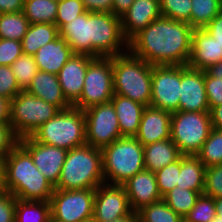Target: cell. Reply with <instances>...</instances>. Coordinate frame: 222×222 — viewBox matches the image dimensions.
I'll return each instance as SVG.
<instances>
[{
  "label": "cell",
  "mask_w": 222,
  "mask_h": 222,
  "mask_svg": "<svg viewBox=\"0 0 222 222\" xmlns=\"http://www.w3.org/2000/svg\"><path fill=\"white\" fill-rule=\"evenodd\" d=\"M192 31L186 22L161 16L128 42V50L151 65H187Z\"/></svg>",
  "instance_id": "6da1fadb"
},
{
  "label": "cell",
  "mask_w": 222,
  "mask_h": 222,
  "mask_svg": "<svg viewBox=\"0 0 222 222\" xmlns=\"http://www.w3.org/2000/svg\"><path fill=\"white\" fill-rule=\"evenodd\" d=\"M6 189L25 201H50L54 186L33 163L30 154L18 144L6 156Z\"/></svg>",
  "instance_id": "7a4b0ae2"
},
{
  "label": "cell",
  "mask_w": 222,
  "mask_h": 222,
  "mask_svg": "<svg viewBox=\"0 0 222 222\" xmlns=\"http://www.w3.org/2000/svg\"><path fill=\"white\" fill-rule=\"evenodd\" d=\"M104 183L101 149L85 144L68 150L58 190L96 189Z\"/></svg>",
  "instance_id": "3957f363"
},
{
  "label": "cell",
  "mask_w": 222,
  "mask_h": 222,
  "mask_svg": "<svg viewBox=\"0 0 222 222\" xmlns=\"http://www.w3.org/2000/svg\"><path fill=\"white\" fill-rule=\"evenodd\" d=\"M114 94L150 106L152 65L129 50L112 56Z\"/></svg>",
  "instance_id": "277c9868"
},
{
  "label": "cell",
  "mask_w": 222,
  "mask_h": 222,
  "mask_svg": "<svg viewBox=\"0 0 222 222\" xmlns=\"http://www.w3.org/2000/svg\"><path fill=\"white\" fill-rule=\"evenodd\" d=\"M101 153L104 183L122 185L145 169L144 146L135 137H121Z\"/></svg>",
  "instance_id": "5b68a950"
},
{
  "label": "cell",
  "mask_w": 222,
  "mask_h": 222,
  "mask_svg": "<svg viewBox=\"0 0 222 222\" xmlns=\"http://www.w3.org/2000/svg\"><path fill=\"white\" fill-rule=\"evenodd\" d=\"M86 118L81 109L71 107L59 111L54 117L42 124L32 137L42 143L65 150L86 144Z\"/></svg>",
  "instance_id": "8992f818"
},
{
  "label": "cell",
  "mask_w": 222,
  "mask_h": 222,
  "mask_svg": "<svg viewBox=\"0 0 222 222\" xmlns=\"http://www.w3.org/2000/svg\"><path fill=\"white\" fill-rule=\"evenodd\" d=\"M59 111L56 106L22 90L10 100V124L19 138L30 136Z\"/></svg>",
  "instance_id": "52a82bcc"
},
{
  "label": "cell",
  "mask_w": 222,
  "mask_h": 222,
  "mask_svg": "<svg viewBox=\"0 0 222 222\" xmlns=\"http://www.w3.org/2000/svg\"><path fill=\"white\" fill-rule=\"evenodd\" d=\"M211 128L210 111H177L171 115V139L182 155H196Z\"/></svg>",
  "instance_id": "ba28073f"
},
{
  "label": "cell",
  "mask_w": 222,
  "mask_h": 222,
  "mask_svg": "<svg viewBox=\"0 0 222 222\" xmlns=\"http://www.w3.org/2000/svg\"><path fill=\"white\" fill-rule=\"evenodd\" d=\"M128 51L121 29V17L113 13L90 12V56L112 57Z\"/></svg>",
  "instance_id": "9c48e42d"
},
{
  "label": "cell",
  "mask_w": 222,
  "mask_h": 222,
  "mask_svg": "<svg viewBox=\"0 0 222 222\" xmlns=\"http://www.w3.org/2000/svg\"><path fill=\"white\" fill-rule=\"evenodd\" d=\"M113 95L112 57H94L88 64L81 96L73 107L84 111L110 102Z\"/></svg>",
  "instance_id": "30bf717a"
},
{
  "label": "cell",
  "mask_w": 222,
  "mask_h": 222,
  "mask_svg": "<svg viewBox=\"0 0 222 222\" xmlns=\"http://www.w3.org/2000/svg\"><path fill=\"white\" fill-rule=\"evenodd\" d=\"M95 189H54L50 199L51 218L62 222H80L93 217Z\"/></svg>",
  "instance_id": "8fae6325"
},
{
  "label": "cell",
  "mask_w": 222,
  "mask_h": 222,
  "mask_svg": "<svg viewBox=\"0 0 222 222\" xmlns=\"http://www.w3.org/2000/svg\"><path fill=\"white\" fill-rule=\"evenodd\" d=\"M83 112L86 118V144L103 149L122 137L111 101L92 106Z\"/></svg>",
  "instance_id": "7c38bea8"
},
{
  "label": "cell",
  "mask_w": 222,
  "mask_h": 222,
  "mask_svg": "<svg viewBox=\"0 0 222 222\" xmlns=\"http://www.w3.org/2000/svg\"><path fill=\"white\" fill-rule=\"evenodd\" d=\"M181 65H152L150 106L171 113L179 109Z\"/></svg>",
  "instance_id": "4fadbf2b"
},
{
  "label": "cell",
  "mask_w": 222,
  "mask_h": 222,
  "mask_svg": "<svg viewBox=\"0 0 222 222\" xmlns=\"http://www.w3.org/2000/svg\"><path fill=\"white\" fill-rule=\"evenodd\" d=\"M132 212L123 185L103 183L95 189L93 218L96 222L113 221Z\"/></svg>",
  "instance_id": "5bb4252c"
},
{
  "label": "cell",
  "mask_w": 222,
  "mask_h": 222,
  "mask_svg": "<svg viewBox=\"0 0 222 222\" xmlns=\"http://www.w3.org/2000/svg\"><path fill=\"white\" fill-rule=\"evenodd\" d=\"M19 144L30 154L33 163L55 187L68 150L36 141L31 135L19 138Z\"/></svg>",
  "instance_id": "9a60e30c"
},
{
  "label": "cell",
  "mask_w": 222,
  "mask_h": 222,
  "mask_svg": "<svg viewBox=\"0 0 222 222\" xmlns=\"http://www.w3.org/2000/svg\"><path fill=\"white\" fill-rule=\"evenodd\" d=\"M180 99L178 111H210L205 90L204 70L181 65Z\"/></svg>",
  "instance_id": "2e32d148"
},
{
  "label": "cell",
  "mask_w": 222,
  "mask_h": 222,
  "mask_svg": "<svg viewBox=\"0 0 222 222\" xmlns=\"http://www.w3.org/2000/svg\"><path fill=\"white\" fill-rule=\"evenodd\" d=\"M93 58L86 54H74L57 74L63 95L72 106L81 96L87 67Z\"/></svg>",
  "instance_id": "e0dca14e"
},
{
  "label": "cell",
  "mask_w": 222,
  "mask_h": 222,
  "mask_svg": "<svg viewBox=\"0 0 222 222\" xmlns=\"http://www.w3.org/2000/svg\"><path fill=\"white\" fill-rule=\"evenodd\" d=\"M134 212L142 207L162 200L157 188L155 172L142 170L122 184Z\"/></svg>",
  "instance_id": "ac0fdd59"
},
{
  "label": "cell",
  "mask_w": 222,
  "mask_h": 222,
  "mask_svg": "<svg viewBox=\"0 0 222 222\" xmlns=\"http://www.w3.org/2000/svg\"><path fill=\"white\" fill-rule=\"evenodd\" d=\"M160 0H134L130 8L121 16V29L129 42L152 21L161 17Z\"/></svg>",
  "instance_id": "d6986e66"
},
{
  "label": "cell",
  "mask_w": 222,
  "mask_h": 222,
  "mask_svg": "<svg viewBox=\"0 0 222 222\" xmlns=\"http://www.w3.org/2000/svg\"><path fill=\"white\" fill-rule=\"evenodd\" d=\"M171 112L146 106L135 138L143 145L171 138Z\"/></svg>",
  "instance_id": "ffe728a7"
},
{
  "label": "cell",
  "mask_w": 222,
  "mask_h": 222,
  "mask_svg": "<svg viewBox=\"0 0 222 222\" xmlns=\"http://www.w3.org/2000/svg\"><path fill=\"white\" fill-rule=\"evenodd\" d=\"M222 61V44L213 39L204 28L192 31L191 56L188 66L198 70H207Z\"/></svg>",
  "instance_id": "44dd1931"
},
{
  "label": "cell",
  "mask_w": 222,
  "mask_h": 222,
  "mask_svg": "<svg viewBox=\"0 0 222 222\" xmlns=\"http://www.w3.org/2000/svg\"><path fill=\"white\" fill-rule=\"evenodd\" d=\"M25 91L56 106L60 111L72 107L63 95L58 77L55 74L39 70Z\"/></svg>",
  "instance_id": "7402d4cb"
},
{
  "label": "cell",
  "mask_w": 222,
  "mask_h": 222,
  "mask_svg": "<svg viewBox=\"0 0 222 222\" xmlns=\"http://www.w3.org/2000/svg\"><path fill=\"white\" fill-rule=\"evenodd\" d=\"M74 54L67 41L59 35L41 47L33 57L40 71L57 75Z\"/></svg>",
  "instance_id": "603a6c76"
},
{
  "label": "cell",
  "mask_w": 222,
  "mask_h": 222,
  "mask_svg": "<svg viewBox=\"0 0 222 222\" xmlns=\"http://www.w3.org/2000/svg\"><path fill=\"white\" fill-rule=\"evenodd\" d=\"M111 102L117 114L121 136L135 137L146 106L119 94H114Z\"/></svg>",
  "instance_id": "cb8c5ba5"
},
{
  "label": "cell",
  "mask_w": 222,
  "mask_h": 222,
  "mask_svg": "<svg viewBox=\"0 0 222 222\" xmlns=\"http://www.w3.org/2000/svg\"><path fill=\"white\" fill-rule=\"evenodd\" d=\"M59 35L67 41L75 54L90 55V12L78 15L59 29Z\"/></svg>",
  "instance_id": "d4e9b609"
},
{
  "label": "cell",
  "mask_w": 222,
  "mask_h": 222,
  "mask_svg": "<svg viewBox=\"0 0 222 222\" xmlns=\"http://www.w3.org/2000/svg\"><path fill=\"white\" fill-rule=\"evenodd\" d=\"M181 156L171 138L144 146L145 169L152 172L177 161Z\"/></svg>",
  "instance_id": "484cf974"
},
{
  "label": "cell",
  "mask_w": 222,
  "mask_h": 222,
  "mask_svg": "<svg viewBox=\"0 0 222 222\" xmlns=\"http://www.w3.org/2000/svg\"><path fill=\"white\" fill-rule=\"evenodd\" d=\"M205 169V165L196 155H182L180 157L179 179L176 186L203 194Z\"/></svg>",
  "instance_id": "4316f807"
},
{
  "label": "cell",
  "mask_w": 222,
  "mask_h": 222,
  "mask_svg": "<svg viewBox=\"0 0 222 222\" xmlns=\"http://www.w3.org/2000/svg\"><path fill=\"white\" fill-rule=\"evenodd\" d=\"M58 36L59 29L55 24H29L21 41L23 54L34 56L41 47L55 40Z\"/></svg>",
  "instance_id": "83f0119b"
},
{
  "label": "cell",
  "mask_w": 222,
  "mask_h": 222,
  "mask_svg": "<svg viewBox=\"0 0 222 222\" xmlns=\"http://www.w3.org/2000/svg\"><path fill=\"white\" fill-rule=\"evenodd\" d=\"M50 201H25L16 198L15 222H50Z\"/></svg>",
  "instance_id": "f1b7e54d"
},
{
  "label": "cell",
  "mask_w": 222,
  "mask_h": 222,
  "mask_svg": "<svg viewBox=\"0 0 222 222\" xmlns=\"http://www.w3.org/2000/svg\"><path fill=\"white\" fill-rule=\"evenodd\" d=\"M58 1L55 0H24L23 13L29 24H55Z\"/></svg>",
  "instance_id": "f546056e"
},
{
  "label": "cell",
  "mask_w": 222,
  "mask_h": 222,
  "mask_svg": "<svg viewBox=\"0 0 222 222\" xmlns=\"http://www.w3.org/2000/svg\"><path fill=\"white\" fill-rule=\"evenodd\" d=\"M191 19L188 23L193 29L204 28L222 9V0H191Z\"/></svg>",
  "instance_id": "4dcf8cb0"
},
{
  "label": "cell",
  "mask_w": 222,
  "mask_h": 222,
  "mask_svg": "<svg viewBox=\"0 0 222 222\" xmlns=\"http://www.w3.org/2000/svg\"><path fill=\"white\" fill-rule=\"evenodd\" d=\"M29 21L23 11L0 14V38L22 41L27 32Z\"/></svg>",
  "instance_id": "1f68e13d"
},
{
  "label": "cell",
  "mask_w": 222,
  "mask_h": 222,
  "mask_svg": "<svg viewBox=\"0 0 222 222\" xmlns=\"http://www.w3.org/2000/svg\"><path fill=\"white\" fill-rule=\"evenodd\" d=\"M199 196L200 193L197 191L181 189L176 186L165 194L162 199L175 213L184 219L195 205Z\"/></svg>",
  "instance_id": "d6a6232c"
},
{
  "label": "cell",
  "mask_w": 222,
  "mask_h": 222,
  "mask_svg": "<svg viewBox=\"0 0 222 222\" xmlns=\"http://www.w3.org/2000/svg\"><path fill=\"white\" fill-rule=\"evenodd\" d=\"M196 156L206 168L222 164V130L212 127Z\"/></svg>",
  "instance_id": "836d02e7"
},
{
  "label": "cell",
  "mask_w": 222,
  "mask_h": 222,
  "mask_svg": "<svg viewBox=\"0 0 222 222\" xmlns=\"http://www.w3.org/2000/svg\"><path fill=\"white\" fill-rule=\"evenodd\" d=\"M139 222H182L183 218L175 213L163 199L146 205L137 211Z\"/></svg>",
  "instance_id": "e575fe53"
},
{
  "label": "cell",
  "mask_w": 222,
  "mask_h": 222,
  "mask_svg": "<svg viewBox=\"0 0 222 222\" xmlns=\"http://www.w3.org/2000/svg\"><path fill=\"white\" fill-rule=\"evenodd\" d=\"M11 68L22 90L30 85L33 77L39 71L34 57L24 54L11 65Z\"/></svg>",
  "instance_id": "d590c367"
},
{
  "label": "cell",
  "mask_w": 222,
  "mask_h": 222,
  "mask_svg": "<svg viewBox=\"0 0 222 222\" xmlns=\"http://www.w3.org/2000/svg\"><path fill=\"white\" fill-rule=\"evenodd\" d=\"M216 215L214 198L200 194L195 205L184 217L186 222H211Z\"/></svg>",
  "instance_id": "8d00e7d4"
},
{
  "label": "cell",
  "mask_w": 222,
  "mask_h": 222,
  "mask_svg": "<svg viewBox=\"0 0 222 222\" xmlns=\"http://www.w3.org/2000/svg\"><path fill=\"white\" fill-rule=\"evenodd\" d=\"M191 9V0H160L162 16L176 21L189 23Z\"/></svg>",
  "instance_id": "74e56055"
},
{
  "label": "cell",
  "mask_w": 222,
  "mask_h": 222,
  "mask_svg": "<svg viewBox=\"0 0 222 222\" xmlns=\"http://www.w3.org/2000/svg\"><path fill=\"white\" fill-rule=\"evenodd\" d=\"M179 173L180 158L155 172L157 188L162 197L176 187L179 179Z\"/></svg>",
  "instance_id": "f35d334b"
},
{
  "label": "cell",
  "mask_w": 222,
  "mask_h": 222,
  "mask_svg": "<svg viewBox=\"0 0 222 222\" xmlns=\"http://www.w3.org/2000/svg\"><path fill=\"white\" fill-rule=\"evenodd\" d=\"M86 12L81 0L58 1L55 25L60 29L64 24L71 22L78 15Z\"/></svg>",
  "instance_id": "ab89813d"
},
{
  "label": "cell",
  "mask_w": 222,
  "mask_h": 222,
  "mask_svg": "<svg viewBox=\"0 0 222 222\" xmlns=\"http://www.w3.org/2000/svg\"><path fill=\"white\" fill-rule=\"evenodd\" d=\"M203 194L213 198L222 196V164L205 169Z\"/></svg>",
  "instance_id": "60d3db41"
},
{
  "label": "cell",
  "mask_w": 222,
  "mask_h": 222,
  "mask_svg": "<svg viewBox=\"0 0 222 222\" xmlns=\"http://www.w3.org/2000/svg\"><path fill=\"white\" fill-rule=\"evenodd\" d=\"M21 91L11 66H0V96L12 100Z\"/></svg>",
  "instance_id": "b9f144b4"
},
{
  "label": "cell",
  "mask_w": 222,
  "mask_h": 222,
  "mask_svg": "<svg viewBox=\"0 0 222 222\" xmlns=\"http://www.w3.org/2000/svg\"><path fill=\"white\" fill-rule=\"evenodd\" d=\"M22 55L20 41L0 38V66H11Z\"/></svg>",
  "instance_id": "7bdbcfd3"
},
{
  "label": "cell",
  "mask_w": 222,
  "mask_h": 222,
  "mask_svg": "<svg viewBox=\"0 0 222 222\" xmlns=\"http://www.w3.org/2000/svg\"><path fill=\"white\" fill-rule=\"evenodd\" d=\"M204 83L211 110L213 107L222 104V78L213 77L204 70Z\"/></svg>",
  "instance_id": "ee69618b"
},
{
  "label": "cell",
  "mask_w": 222,
  "mask_h": 222,
  "mask_svg": "<svg viewBox=\"0 0 222 222\" xmlns=\"http://www.w3.org/2000/svg\"><path fill=\"white\" fill-rule=\"evenodd\" d=\"M19 144L10 123H0V156L6 157Z\"/></svg>",
  "instance_id": "f6af8a7d"
},
{
  "label": "cell",
  "mask_w": 222,
  "mask_h": 222,
  "mask_svg": "<svg viewBox=\"0 0 222 222\" xmlns=\"http://www.w3.org/2000/svg\"><path fill=\"white\" fill-rule=\"evenodd\" d=\"M16 198L7 191L0 192V222H15Z\"/></svg>",
  "instance_id": "bcb514c9"
},
{
  "label": "cell",
  "mask_w": 222,
  "mask_h": 222,
  "mask_svg": "<svg viewBox=\"0 0 222 222\" xmlns=\"http://www.w3.org/2000/svg\"><path fill=\"white\" fill-rule=\"evenodd\" d=\"M87 12L113 13V0H81Z\"/></svg>",
  "instance_id": "7dc6e473"
},
{
  "label": "cell",
  "mask_w": 222,
  "mask_h": 222,
  "mask_svg": "<svg viewBox=\"0 0 222 222\" xmlns=\"http://www.w3.org/2000/svg\"><path fill=\"white\" fill-rule=\"evenodd\" d=\"M204 29L213 37L214 40L222 44V9L219 14L204 27Z\"/></svg>",
  "instance_id": "c3c4849f"
},
{
  "label": "cell",
  "mask_w": 222,
  "mask_h": 222,
  "mask_svg": "<svg viewBox=\"0 0 222 222\" xmlns=\"http://www.w3.org/2000/svg\"><path fill=\"white\" fill-rule=\"evenodd\" d=\"M24 0H0V14L23 11Z\"/></svg>",
  "instance_id": "681fc988"
},
{
  "label": "cell",
  "mask_w": 222,
  "mask_h": 222,
  "mask_svg": "<svg viewBox=\"0 0 222 222\" xmlns=\"http://www.w3.org/2000/svg\"><path fill=\"white\" fill-rule=\"evenodd\" d=\"M0 123H10V100L0 96Z\"/></svg>",
  "instance_id": "f907efd6"
},
{
  "label": "cell",
  "mask_w": 222,
  "mask_h": 222,
  "mask_svg": "<svg viewBox=\"0 0 222 222\" xmlns=\"http://www.w3.org/2000/svg\"><path fill=\"white\" fill-rule=\"evenodd\" d=\"M211 126L215 129L222 130V104L213 107L210 110Z\"/></svg>",
  "instance_id": "816d5d0a"
},
{
  "label": "cell",
  "mask_w": 222,
  "mask_h": 222,
  "mask_svg": "<svg viewBox=\"0 0 222 222\" xmlns=\"http://www.w3.org/2000/svg\"><path fill=\"white\" fill-rule=\"evenodd\" d=\"M134 0H113V14L121 17L133 4Z\"/></svg>",
  "instance_id": "f5cc1de1"
},
{
  "label": "cell",
  "mask_w": 222,
  "mask_h": 222,
  "mask_svg": "<svg viewBox=\"0 0 222 222\" xmlns=\"http://www.w3.org/2000/svg\"><path fill=\"white\" fill-rule=\"evenodd\" d=\"M6 189V157L0 156V192Z\"/></svg>",
  "instance_id": "db71d44e"
},
{
  "label": "cell",
  "mask_w": 222,
  "mask_h": 222,
  "mask_svg": "<svg viewBox=\"0 0 222 222\" xmlns=\"http://www.w3.org/2000/svg\"><path fill=\"white\" fill-rule=\"evenodd\" d=\"M206 71L213 77L222 78V61L210 66Z\"/></svg>",
  "instance_id": "11a10c76"
},
{
  "label": "cell",
  "mask_w": 222,
  "mask_h": 222,
  "mask_svg": "<svg viewBox=\"0 0 222 222\" xmlns=\"http://www.w3.org/2000/svg\"><path fill=\"white\" fill-rule=\"evenodd\" d=\"M109 222H139V216L137 212L133 211L130 215L123 216L121 218Z\"/></svg>",
  "instance_id": "9f6ffc18"
},
{
  "label": "cell",
  "mask_w": 222,
  "mask_h": 222,
  "mask_svg": "<svg viewBox=\"0 0 222 222\" xmlns=\"http://www.w3.org/2000/svg\"><path fill=\"white\" fill-rule=\"evenodd\" d=\"M214 206H215L216 214L222 218V196L218 198H214Z\"/></svg>",
  "instance_id": "6f0895ef"
},
{
  "label": "cell",
  "mask_w": 222,
  "mask_h": 222,
  "mask_svg": "<svg viewBox=\"0 0 222 222\" xmlns=\"http://www.w3.org/2000/svg\"><path fill=\"white\" fill-rule=\"evenodd\" d=\"M211 222H222V218L216 214Z\"/></svg>",
  "instance_id": "680465c9"
},
{
  "label": "cell",
  "mask_w": 222,
  "mask_h": 222,
  "mask_svg": "<svg viewBox=\"0 0 222 222\" xmlns=\"http://www.w3.org/2000/svg\"><path fill=\"white\" fill-rule=\"evenodd\" d=\"M80 222H96L95 219L92 217V218H88V219H85V220H82Z\"/></svg>",
  "instance_id": "91938a15"
},
{
  "label": "cell",
  "mask_w": 222,
  "mask_h": 222,
  "mask_svg": "<svg viewBox=\"0 0 222 222\" xmlns=\"http://www.w3.org/2000/svg\"><path fill=\"white\" fill-rule=\"evenodd\" d=\"M50 222H62V221H56V220H53L52 218L50 219Z\"/></svg>",
  "instance_id": "94428289"
}]
</instances>
